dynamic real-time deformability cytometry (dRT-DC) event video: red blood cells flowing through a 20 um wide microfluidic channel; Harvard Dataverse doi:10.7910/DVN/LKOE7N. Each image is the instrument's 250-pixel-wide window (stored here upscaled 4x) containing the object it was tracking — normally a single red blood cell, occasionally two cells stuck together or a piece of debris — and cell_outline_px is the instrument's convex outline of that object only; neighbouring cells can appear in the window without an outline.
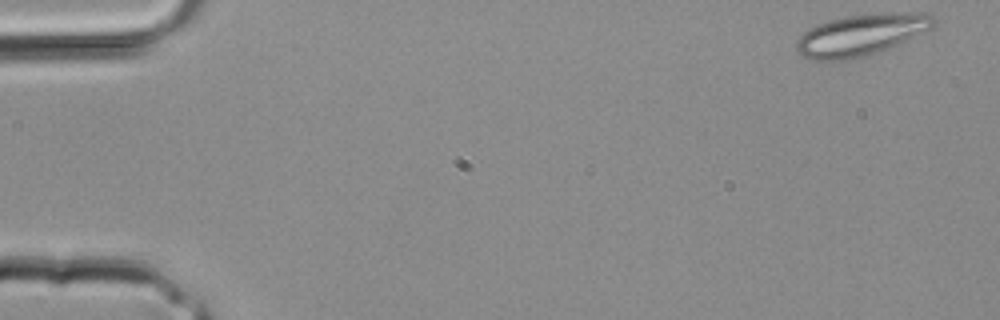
{"species": "common noctule bat (a hibernating species)", "species_latin": "Nyctalus noctula", "temperature_condition": "room temperature", "stored_images_in_passage": 34, "camera_frame_rate_fps": 3000, "um_per_image_px": 0.085, "animal": {"sex": "male", "body_mass_g": 20.4}, "frame": {"image": 1, "passage_image": 1, "time_ms": 0.0, "image_size_px": [1000, 320], "cell_outline_px": [[936, 24], [932, 28], [896, 48], [872, 56], [848, 60], [812, 60], [804, 56], [796, 48], [796, 40], [808, 28], [832, 20], [848, 16], [888, 12], [924, 12], [932, 16], [936, 20]], "centroid_in_image_um": [73.3, 2.99], "position_along_channel_um": 11.7, "area_um2": 33.99}}
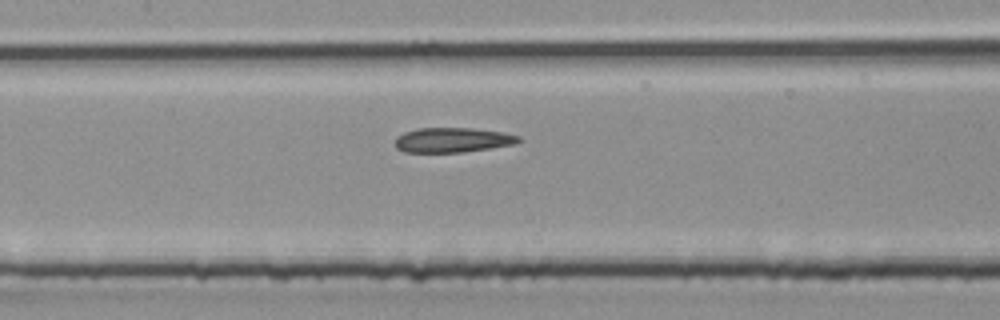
{"frame": {"image": 2, "passage_image": 16, "time_ms": 5.0, "image_size_px": [1000, 320], "cell_outline_px": [[520, 140], [512, 144], [464, 152], [404, 152], [396, 148], [396, 136], [404, 132], [416, 128], [472, 128], [504, 132], [520, 136]], "centroid_in_image_um": [38.43, 11.89], "position_along_channel_um": 169.0, "area_um2": 17.74}}
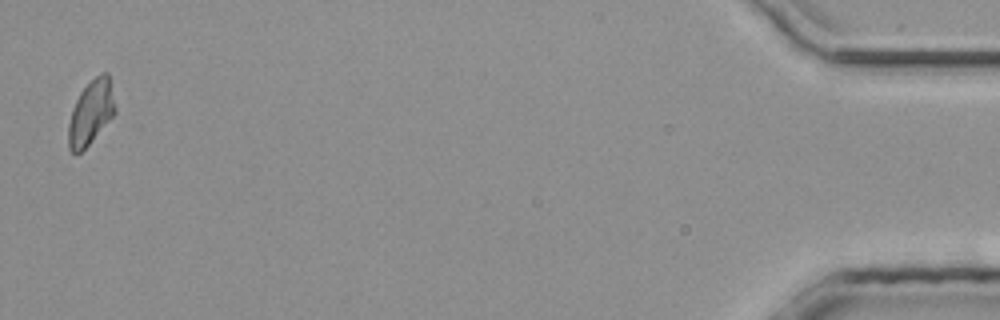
{"frame": {"image": 3, "passage_image": 34, "time_ms": 11.0, "image_size_px": [1000, 320], "cell_outline_px": [[116, 112], [88, 144], [80, 152], [72, 152], [68, 148], [68, 124], [72, 108], [80, 92], [100, 72], [108, 72], [116, 108]], "centroid_in_image_um": [7.72, 9.54], "position_along_channel_um": 427.5, "area_um2": 17.22}}